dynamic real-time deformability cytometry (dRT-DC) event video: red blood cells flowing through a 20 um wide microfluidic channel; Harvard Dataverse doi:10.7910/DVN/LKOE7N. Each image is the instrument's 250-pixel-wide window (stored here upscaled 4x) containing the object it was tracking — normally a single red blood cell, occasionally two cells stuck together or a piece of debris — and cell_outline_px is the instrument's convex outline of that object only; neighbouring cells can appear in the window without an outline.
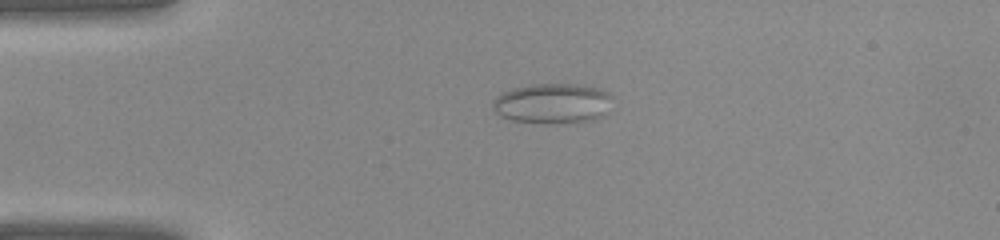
{"species": "common noctule bat (a hibernating species)", "species_latin": "Nyctalus noctula", "temperature_condition": "warm", "stored_images_in_passage": 38, "camera_frame_rate_fps": 3000, "um_per_image_px": 0.085, "animal": {"sex": "female", "body_mass_g": 22.0, "forearm_length_mm": 56.7}, "frame": {"image": 1, "passage_image": 8, "time_ms": 2.333, "image_size_px": [1000, 240], "cell_outline_px": [[612, 112], [596, 120], [576, 124], [548, 124], [512, 120], [500, 116], [492, 108], [492, 104], [496, 96], [500, 92], [512, 88], [532, 84], [572, 84], [600, 88], [608, 92], [612, 96]], "centroid_in_image_um": [47.05, 8.82], "position_along_channel_um": 38.0, "area_um2": 29.13}}
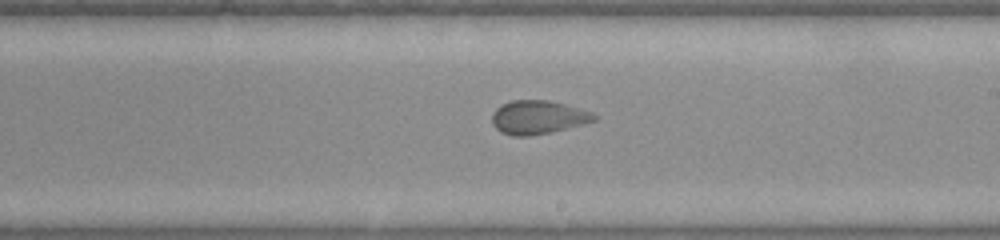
{"frame": {"image": 2, "passage_image": 22, "time_ms": 7.0, "image_size_px": [1000, 240], "cell_outline_px": [[596, 120], [552, 132], [528, 136], [512, 136], [500, 132], [492, 124], [492, 112], [500, 104], [512, 100], [548, 100], [564, 104], [592, 112], [596, 116]], "centroid_in_image_um": [45.67, 9.97], "position_along_channel_um": 243.3, "area_um2": 20.0}}
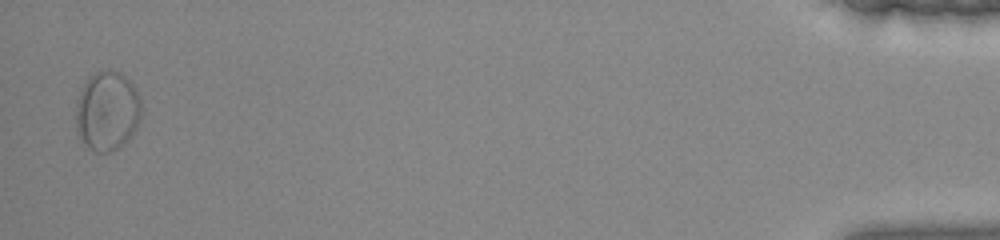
{"frame": {"image": 3, "passage_image": 38, "time_ms": 12.333, "image_size_px": [1000, 240], "cell_outline_px": [[140, 116], [136, 128], [128, 140], [116, 148], [108, 152], [96, 152], [88, 148], [80, 140], [76, 132], [76, 100], [84, 84], [96, 72], [108, 68], [120, 72], [136, 88], [140, 100]], "centroid_in_image_um": [9.09, 9.44], "position_along_channel_um": 426.1, "area_um2": 30.35}}